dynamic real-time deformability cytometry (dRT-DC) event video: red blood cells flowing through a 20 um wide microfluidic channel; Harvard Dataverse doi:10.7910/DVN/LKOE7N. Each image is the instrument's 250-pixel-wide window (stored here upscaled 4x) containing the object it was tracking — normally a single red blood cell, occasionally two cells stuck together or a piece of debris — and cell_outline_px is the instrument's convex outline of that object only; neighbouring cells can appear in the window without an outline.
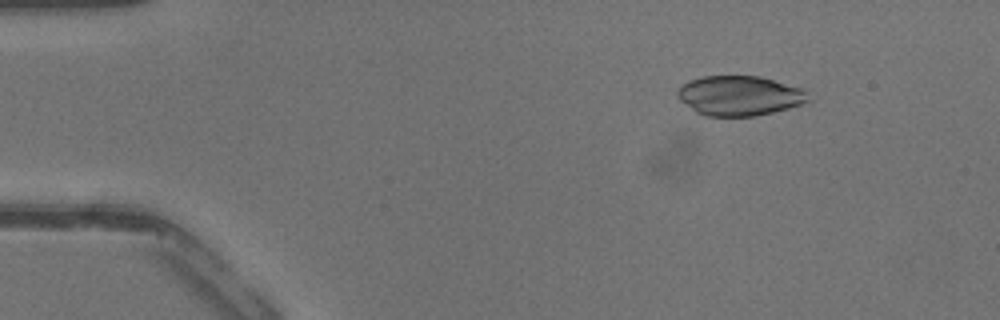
{"species": "common noctule bat (a hibernating species)", "species_latin": "Nyctalus noctula", "temperature_condition": "warm", "stored_images_in_passage": 39, "camera_frame_rate_fps": 3000, "um_per_image_px": 0.085, "animal": {"sex": "male", "body_mass_g": 13.3}, "frame": {"image": 1, "passage_image": 4, "time_ms": 1.0, "image_size_px": [1000, 320], "cell_outline_px": [[808, 100], [800, 104], [788, 108], [756, 116], [704, 116], [696, 112], [680, 100], [676, 96], [676, 92], [688, 80], [704, 76], [760, 76], [800, 88], [804, 92]], "centroid_in_image_um": [62.79, 8.14], "position_along_channel_um": 22.2, "area_um2": 29.94}}
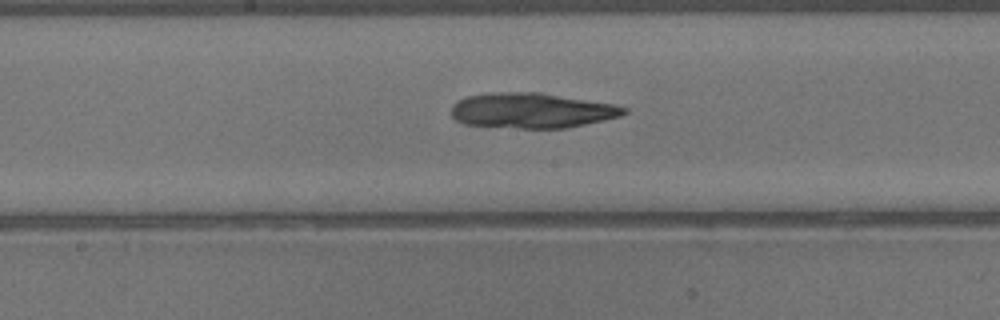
{"frame": {"image": 2, "passage_image": 20, "time_ms": 6.333, "image_size_px": [1000, 320], "cell_outline_px": [[628, 112], [620, 116], [604, 120], [564, 128], [520, 128], [464, 124], [456, 120], [452, 116], [452, 104], [456, 100], [468, 96], [488, 92], [540, 92], [616, 104], [628, 108]], "centroid_in_image_um": [45.2, 9.38], "position_along_channel_um": 203.0, "area_um2": 35.6}}
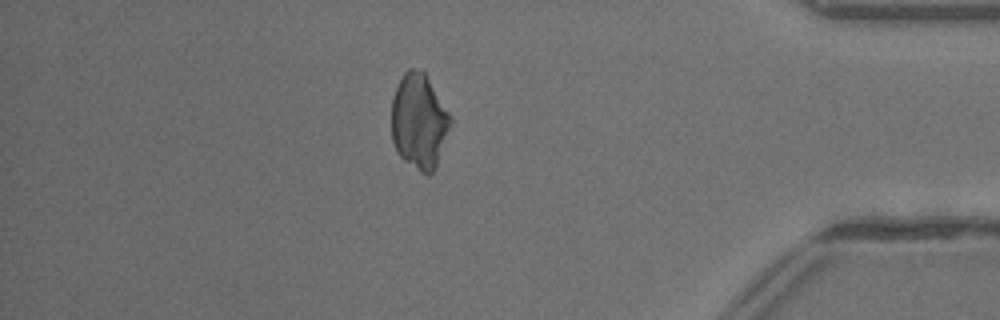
{"frame": {"image": 3, "passage_image": 34, "time_ms": 11.0, "image_size_px": [1000, 320], "cell_outline_px": [[452, 124], [436, 168], [428, 176], [420, 172], [404, 160], [396, 152], [392, 140], [392, 96], [404, 72], [408, 68], [412, 68], [424, 72], [452, 116]], "centroid_in_image_um": [35.64, 10.34], "position_along_channel_um": 399.6, "area_um2": 32.95}}